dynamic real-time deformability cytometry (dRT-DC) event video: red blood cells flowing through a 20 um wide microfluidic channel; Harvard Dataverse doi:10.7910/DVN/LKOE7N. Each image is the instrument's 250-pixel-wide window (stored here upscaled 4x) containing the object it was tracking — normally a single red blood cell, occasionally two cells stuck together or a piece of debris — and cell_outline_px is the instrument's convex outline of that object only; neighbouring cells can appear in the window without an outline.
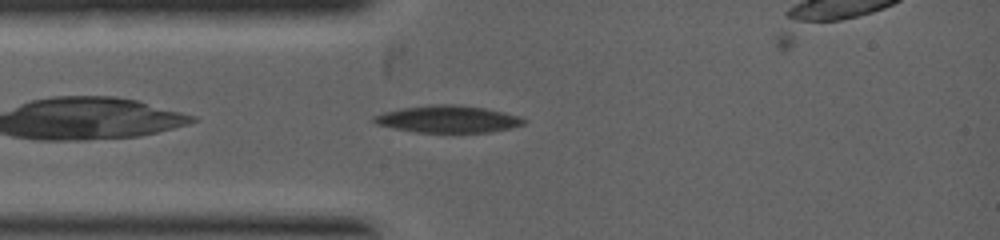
{"species": "common noctule bat (a hibernating species)", "species_latin": "Nyctalus noctula", "temperature_condition": "warm", "stored_images_in_passage": 4, "camera_frame_rate_fps": 5000, "um_per_image_px": 0.085, "animal": {"sex": "female", "body_mass_g": 19.0, "forearm_length_mm": 53.3}, "frame": {"image": 1, "passage_image": 3, "time_ms": 0.8, "image_size_px": [1000, 240], "cell_outline_px": [[528, 120], [524, 124], [512, 128], [488, 132], [416, 132], [376, 124], [372, 120], [372, 116], [384, 112], [400, 108], [432, 104], [456, 104], [484, 108], [504, 112], [520, 116]], "centroid_in_image_um": [38.09, 10.11], "position_along_channel_um": 46.9, "area_um2": 23.7}}